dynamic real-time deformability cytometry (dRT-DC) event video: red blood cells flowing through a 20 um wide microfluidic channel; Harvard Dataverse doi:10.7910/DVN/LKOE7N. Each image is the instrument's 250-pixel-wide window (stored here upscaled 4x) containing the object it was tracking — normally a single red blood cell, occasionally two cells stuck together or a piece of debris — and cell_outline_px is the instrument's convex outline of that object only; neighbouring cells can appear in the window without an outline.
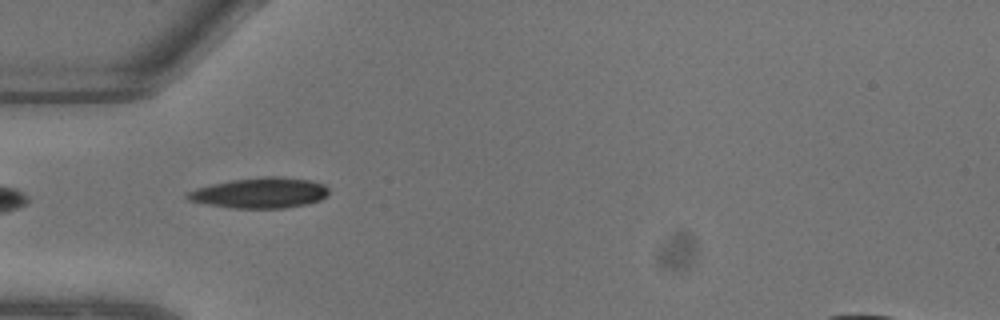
{"species": "common noctule bat (a hibernating species)", "species_latin": "Nyctalus noctula", "temperature_condition": "warm", "stored_images_in_passage": 2, "camera_frame_rate_fps": 3000, "um_per_image_px": 0.085, "animal": {"sex": "male", "body_mass_g": 13.3}, "frame": {"image": 1, "passage_image": 1, "time_ms": 0.0, "image_size_px": [1000, 320], "cell_outline_px": [[328, 196], [320, 200], [308, 204], [284, 208], [232, 208], [208, 204], [188, 200], [184, 196], [188, 192], [196, 188], [212, 184], [232, 180], [264, 176], [280, 176], [312, 180], [324, 184], [328, 188]], "centroid_in_image_um": [22.14, 16.39], "position_along_channel_um": 62.9, "area_um2": 25.26}}